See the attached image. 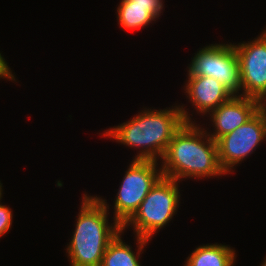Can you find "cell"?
<instances>
[{"label":"cell","mask_w":266,"mask_h":266,"mask_svg":"<svg viewBox=\"0 0 266 266\" xmlns=\"http://www.w3.org/2000/svg\"><path fill=\"white\" fill-rule=\"evenodd\" d=\"M188 110L185 104H173L158 110L144 107L130 120L110 126L101 136L125 147L138 149L132 159L158 161L182 125L196 123L195 119L192 120L193 113Z\"/></svg>","instance_id":"obj_1"},{"label":"cell","mask_w":266,"mask_h":266,"mask_svg":"<svg viewBox=\"0 0 266 266\" xmlns=\"http://www.w3.org/2000/svg\"><path fill=\"white\" fill-rule=\"evenodd\" d=\"M159 162L163 176L178 182L227 175L219 163L217 143L197 122L182 125Z\"/></svg>","instance_id":"obj_2"},{"label":"cell","mask_w":266,"mask_h":266,"mask_svg":"<svg viewBox=\"0 0 266 266\" xmlns=\"http://www.w3.org/2000/svg\"><path fill=\"white\" fill-rule=\"evenodd\" d=\"M81 206L71 239L66 246L70 266H101L109 243L122 230V226L111 220L110 206L99 195L83 194Z\"/></svg>","instance_id":"obj_3"},{"label":"cell","mask_w":266,"mask_h":266,"mask_svg":"<svg viewBox=\"0 0 266 266\" xmlns=\"http://www.w3.org/2000/svg\"><path fill=\"white\" fill-rule=\"evenodd\" d=\"M180 182L162 176L141 202L138 210L122 226L132 228L134 236L152 240L156 233L168 226L177 214L181 193Z\"/></svg>","instance_id":"obj_4"},{"label":"cell","mask_w":266,"mask_h":266,"mask_svg":"<svg viewBox=\"0 0 266 266\" xmlns=\"http://www.w3.org/2000/svg\"><path fill=\"white\" fill-rule=\"evenodd\" d=\"M159 161L133 159L124 173L113 201V216L123 226L138 210L156 182L163 176Z\"/></svg>","instance_id":"obj_5"},{"label":"cell","mask_w":266,"mask_h":266,"mask_svg":"<svg viewBox=\"0 0 266 266\" xmlns=\"http://www.w3.org/2000/svg\"><path fill=\"white\" fill-rule=\"evenodd\" d=\"M187 75L213 77L233 95H240V66L231 42L208 44L199 48L187 66Z\"/></svg>","instance_id":"obj_6"},{"label":"cell","mask_w":266,"mask_h":266,"mask_svg":"<svg viewBox=\"0 0 266 266\" xmlns=\"http://www.w3.org/2000/svg\"><path fill=\"white\" fill-rule=\"evenodd\" d=\"M263 141H266V117L259 110L245 124L216 141L221 168L227 175L233 173Z\"/></svg>","instance_id":"obj_7"},{"label":"cell","mask_w":266,"mask_h":266,"mask_svg":"<svg viewBox=\"0 0 266 266\" xmlns=\"http://www.w3.org/2000/svg\"><path fill=\"white\" fill-rule=\"evenodd\" d=\"M250 39L233 43L240 66V96L259 100L266 93V27Z\"/></svg>","instance_id":"obj_8"},{"label":"cell","mask_w":266,"mask_h":266,"mask_svg":"<svg viewBox=\"0 0 266 266\" xmlns=\"http://www.w3.org/2000/svg\"><path fill=\"white\" fill-rule=\"evenodd\" d=\"M258 111L259 100L233 95L207 116L214 130L211 131L208 127L206 132L216 142L222 136L245 124Z\"/></svg>","instance_id":"obj_9"},{"label":"cell","mask_w":266,"mask_h":266,"mask_svg":"<svg viewBox=\"0 0 266 266\" xmlns=\"http://www.w3.org/2000/svg\"><path fill=\"white\" fill-rule=\"evenodd\" d=\"M183 83L188 102L200 116L207 117L214 109L228 101L233 94L213 77L186 75ZM202 114V115H201Z\"/></svg>","instance_id":"obj_10"},{"label":"cell","mask_w":266,"mask_h":266,"mask_svg":"<svg viewBox=\"0 0 266 266\" xmlns=\"http://www.w3.org/2000/svg\"><path fill=\"white\" fill-rule=\"evenodd\" d=\"M124 231L121 230L117 236L109 243L106 251L104 253L101 266H142L140 259L143 253L144 248L149 244L148 239L134 236L136 239V247H133L125 243L122 238Z\"/></svg>","instance_id":"obj_11"},{"label":"cell","mask_w":266,"mask_h":266,"mask_svg":"<svg viewBox=\"0 0 266 266\" xmlns=\"http://www.w3.org/2000/svg\"><path fill=\"white\" fill-rule=\"evenodd\" d=\"M237 255L234 248L221 243L197 246L183 266H234Z\"/></svg>","instance_id":"obj_12"},{"label":"cell","mask_w":266,"mask_h":266,"mask_svg":"<svg viewBox=\"0 0 266 266\" xmlns=\"http://www.w3.org/2000/svg\"><path fill=\"white\" fill-rule=\"evenodd\" d=\"M116 7L118 25L122 30H139L149 27L160 19L154 13V6L133 5L129 0H120Z\"/></svg>","instance_id":"obj_13"},{"label":"cell","mask_w":266,"mask_h":266,"mask_svg":"<svg viewBox=\"0 0 266 266\" xmlns=\"http://www.w3.org/2000/svg\"><path fill=\"white\" fill-rule=\"evenodd\" d=\"M1 201L0 199V238L11 230L13 223V210Z\"/></svg>","instance_id":"obj_14"},{"label":"cell","mask_w":266,"mask_h":266,"mask_svg":"<svg viewBox=\"0 0 266 266\" xmlns=\"http://www.w3.org/2000/svg\"><path fill=\"white\" fill-rule=\"evenodd\" d=\"M133 5L154 6V13L160 17L164 11V0H129ZM162 13V14H161Z\"/></svg>","instance_id":"obj_15"},{"label":"cell","mask_w":266,"mask_h":266,"mask_svg":"<svg viewBox=\"0 0 266 266\" xmlns=\"http://www.w3.org/2000/svg\"><path fill=\"white\" fill-rule=\"evenodd\" d=\"M13 70H11L10 66L7 63V60H5L4 55L0 52V78L1 79H7L6 81H12L17 82L16 75H14Z\"/></svg>","instance_id":"obj_16"},{"label":"cell","mask_w":266,"mask_h":266,"mask_svg":"<svg viewBox=\"0 0 266 266\" xmlns=\"http://www.w3.org/2000/svg\"><path fill=\"white\" fill-rule=\"evenodd\" d=\"M259 110L266 115V93L259 99Z\"/></svg>","instance_id":"obj_17"},{"label":"cell","mask_w":266,"mask_h":266,"mask_svg":"<svg viewBox=\"0 0 266 266\" xmlns=\"http://www.w3.org/2000/svg\"><path fill=\"white\" fill-rule=\"evenodd\" d=\"M3 183H1V181H0V199H2L3 198Z\"/></svg>","instance_id":"obj_18"},{"label":"cell","mask_w":266,"mask_h":266,"mask_svg":"<svg viewBox=\"0 0 266 266\" xmlns=\"http://www.w3.org/2000/svg\"><path fill=\"white\" fill-rule=\"evenodd\" d=\"M260 266H266V257L264 258L263 262L260 264Z\"/></svg>","instance_id":"obj_19"}]
</instances>
